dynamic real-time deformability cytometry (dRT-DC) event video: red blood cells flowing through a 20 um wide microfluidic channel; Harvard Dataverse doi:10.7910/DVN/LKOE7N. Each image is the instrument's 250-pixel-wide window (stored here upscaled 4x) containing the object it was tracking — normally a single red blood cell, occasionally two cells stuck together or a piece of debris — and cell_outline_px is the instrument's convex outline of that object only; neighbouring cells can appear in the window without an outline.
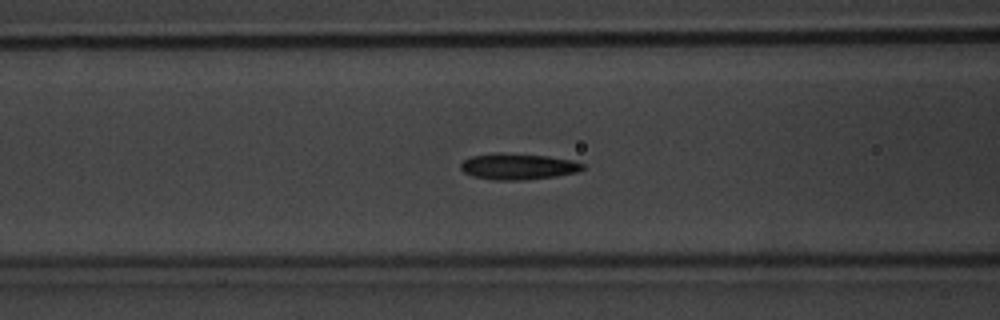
{"species": "common noctule bat (a hibernating species)", "species_latin": "Nyctalus noctula", "temperature_condition": "warm", "stored_images_in_passage": 57, "camera_frame_rate_fps": 3000, "um_per_image_px": 0.085, "animal": {"sex": "male", "body_mass_g": 20.1, "forearm_length_mm": 53.5}, "frame": {"image": 1, "passage_image": 23, "time_ms": 7.333, "image_size_px": [1000, 320], "cell_outline_px": [[584, 168], [576, 172], [556, 176], [524, 180], [496, 180], [472, 176], [464, 172], [460, 168], [460, 164], [464, 160], [472, 156], [496, 152], [500, 152], [548, 156], [572, 160], [584, 164]], "centroid_in_image_um": [44.01, 14.14], "position_along_channel_um": 122.6, "area_um2": 18.61}}
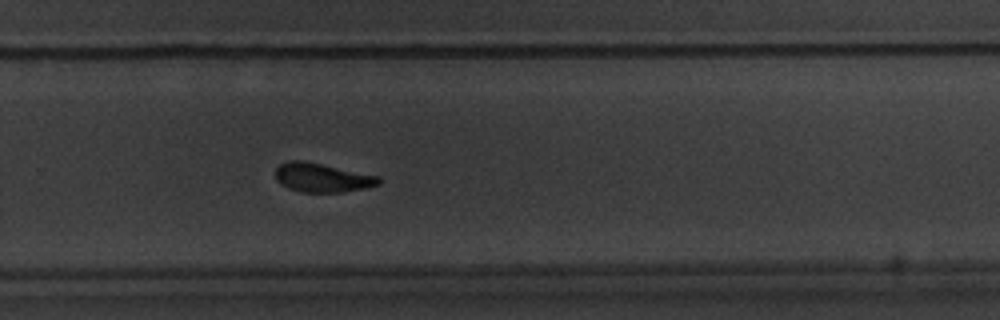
{"frame": {"image": 2, "passage_image": 38, "time_ms": 12.333, "image_size_px": [1000, 320], "cell_outline_px": [[380, 184], [364, 188], [344, 192], [304, 192], [288, 188], [280, 184], [276, 180], [276, 168], [280, 164], [288, 160], [300, 160], [380, 176]], "centroid_in_image_um": [27.36, 15.1], "position_along_channel_um": 302.4, "area_um2": 17.28}}
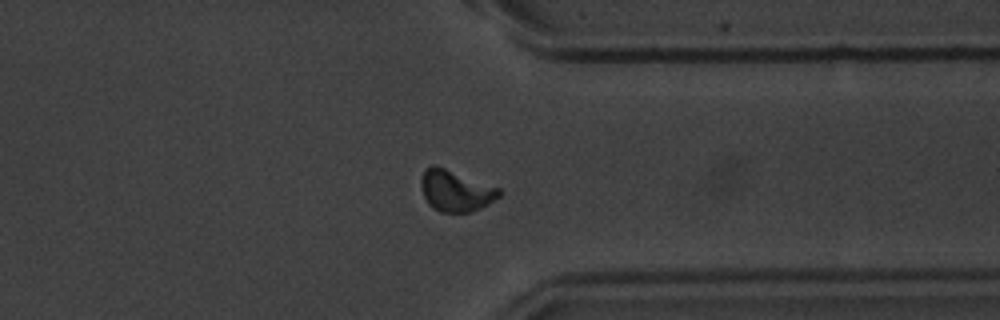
{"frame": {"image": 3, "passage_image": 44, "time_ms": 14.333, "image_size_px": [1000, 320], "cell_outline_px": [[504, 192], [500, 196], [488, 204], [472, 212], [440, 212], [428, 204], [424, 196], [420, 184], [420, 180], [424, 172], [432, 164], [436, 164], [500, 188]], "centroid_in_image_um": [38.75, 16.21], "position_along_channel_um": 372.7, "area_um2": 18.9}, "authors_computed_cell_mechanics": {"area_um2": 17.5712, "velocity_mm_per_s": 3.6058, "shape_relaxation_time_tau1_ms": 5.0007, "shape_relaxation_time_tau2_ms": 2.7264, "deformation_change_tau1": 0.1499, "deformation_change_tau2": 0.0911}}